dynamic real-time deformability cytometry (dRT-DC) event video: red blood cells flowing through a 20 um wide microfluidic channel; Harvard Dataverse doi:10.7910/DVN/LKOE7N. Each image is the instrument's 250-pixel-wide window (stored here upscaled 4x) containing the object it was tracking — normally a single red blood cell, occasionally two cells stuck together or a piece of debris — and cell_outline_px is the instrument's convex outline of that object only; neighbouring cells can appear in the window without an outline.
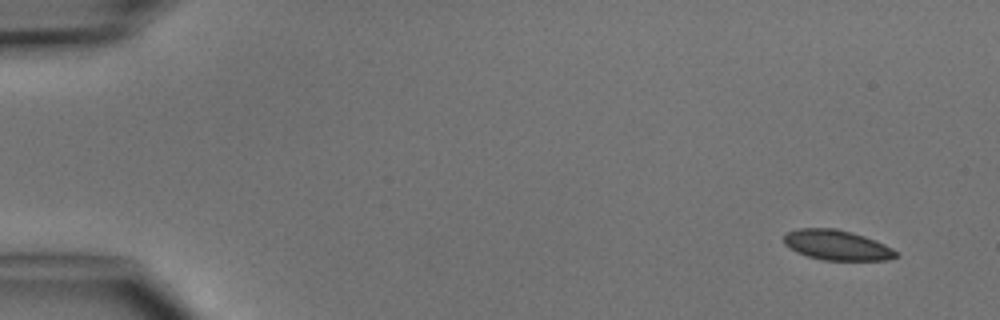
{"species": "common noctule bat (a hibernating species)", "species_latin": "Nyctalus noctula", "temperature_condition": "cold", "stored_images_in_passage": 3, "camera_frame_rate_fps": 3000, "um_per_image_px": 0.085, "animal": {"sex": "male", "body_mass_g": 15.6}, "frame": {"image": 1, "passage_image": 3, "time_ms": 2.333, "image_size_px": [1000, 320], "cell_outline_px": [[900, 256], [888, 260], [824, 260], [808, 256], [796, 252], [784, 244], [784, 232], [796, 228], [836, 228], [852, 232], [876, 240], [900, 252]], "centroid_in_image_um": [71.15, 20.83], "position_along_channel_um": 13.9, "area_um2": 19.94}}